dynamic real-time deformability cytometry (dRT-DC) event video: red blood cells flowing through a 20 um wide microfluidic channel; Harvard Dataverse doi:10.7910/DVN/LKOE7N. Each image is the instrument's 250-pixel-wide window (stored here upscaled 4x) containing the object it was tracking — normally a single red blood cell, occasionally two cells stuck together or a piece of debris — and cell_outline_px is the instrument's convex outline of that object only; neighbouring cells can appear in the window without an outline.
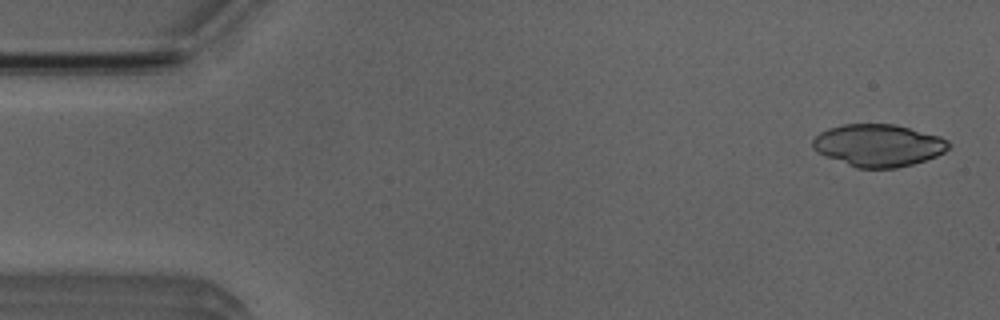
{"species": "Egyptian fruit bat (a non-hibernating species)", "species_latin": "Rousettus aegyptiacus", "temperature_condition": "room temperature", "stored_images_in_passage": 4, "camera_frame_rate_fps": 3000, "um_per_image_px": 0.085, "animal": {"sex": "male"}, "frame": {"image": 1, "passage_image": 1, "time_ms": 0.0, "image_size_px": [1000, 320], "cell_outline_px": [[952, 144], [944, 152], [936, 156], [912, 164], [896, 168], [856, 168], [816, 152], [812, 148], [812, 140], [820, 132], [828, 128], [840, 124], [896, 124], [940, 136], [948, 140]], "centroid_in_image_um": [74.65, 12.34], "position_along_channel_um": 10.3, "area_um2": 33.64}}